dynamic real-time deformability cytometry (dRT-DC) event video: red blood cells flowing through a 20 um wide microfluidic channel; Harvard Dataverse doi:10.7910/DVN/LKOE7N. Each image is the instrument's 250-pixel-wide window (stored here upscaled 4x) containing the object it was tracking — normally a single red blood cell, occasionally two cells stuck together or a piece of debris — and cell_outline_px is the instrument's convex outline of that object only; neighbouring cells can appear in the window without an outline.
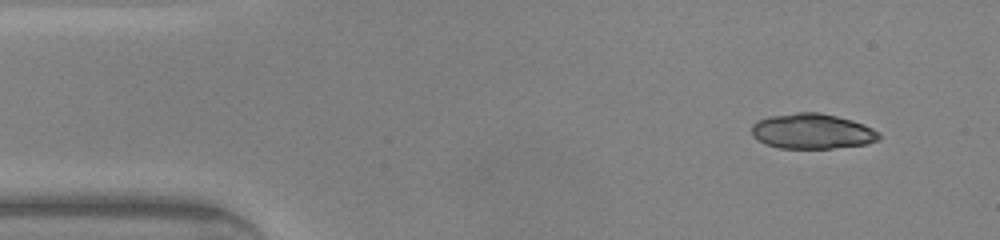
{"species": "common noctule bat (a hibernating species)", "species_latin": "Nyctalus noctula", "temperature_condition": "warm", "stored_images_in_passage": 43, "camera_frame_rate_fps": 3000, "um_per_image_px": 0.085, "animal": {"sex": "male", "body_mass_g": 20.0, "forearm_length_mm": 53.3}, "frame": {"image": 1, "passage_image": 1, "time_ms": 0.0, "image_size_px": [1000, 240], "cell_outline_px": [[880, 140], [864, 144], [832, 148], [780, 148], [756, 140], [752, 136], [752, 124], [756, 120], [768, 116], [796, 112], [820, 112], [852, 120], [864, 124], [880, 132]], "centroid_in_image_um": [69.02, 11.15], "position_along_channel_um": 16.0, "area_um2": 26.3}}
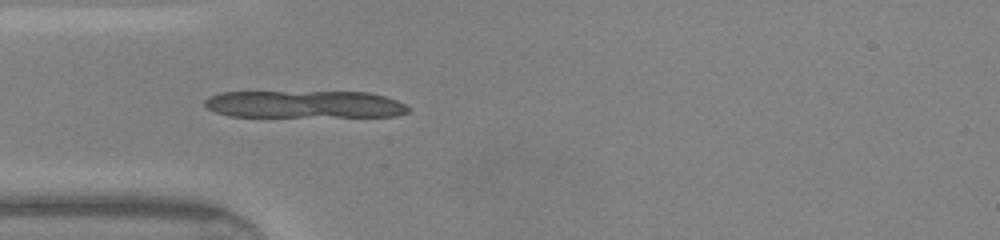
{"frame": {"image": 2, "passage_image": 10, "time_ms": 3.0, "image_size_px": [1000, 240], "cell_outline_px": [[408, 112], [396, 116], [232, 116], [216, 112], [208, 108], [204, 104], [204, 100], [208, 96], [220, 92], [368, 92], [384, 96], [396, 100], [404, 104], [408, 108]], "centroid_in_image_um": [25.86, 8.86], "position_along_channel_um": 59.1, "area_um2": 32.25}}